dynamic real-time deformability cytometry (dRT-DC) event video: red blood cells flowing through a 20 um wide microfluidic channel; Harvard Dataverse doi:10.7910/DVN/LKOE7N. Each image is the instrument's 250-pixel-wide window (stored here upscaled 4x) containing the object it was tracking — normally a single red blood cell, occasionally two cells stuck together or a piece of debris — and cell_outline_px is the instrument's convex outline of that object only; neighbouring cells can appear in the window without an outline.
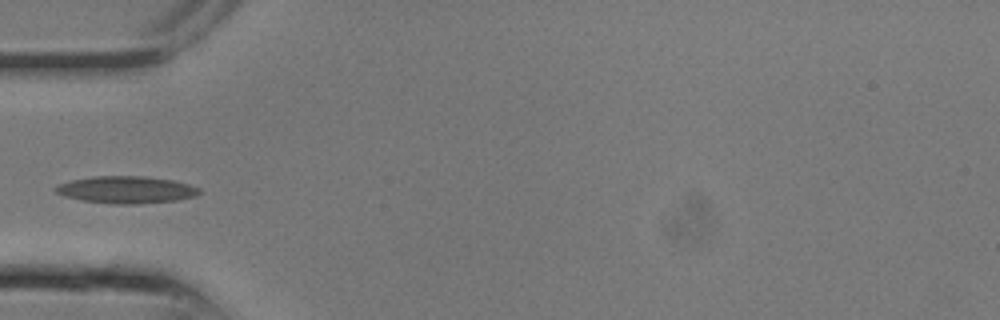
{"species": "common noctule bat (a hibernating species)", "species_latin": "Nyctalus noctula", "temperature_condition": "room temperature", "stored_images_in_passage": 12, "camera_frame_rate_fps": 3000, "um_per_image_px": 0.085, "animal": {"sex": "male", "body_mass_g": 13.3}, "frame": {"image": 1, "passage_image": 7, "time_ms": 2.0, "image_size_px": [1000, 320], "cell_outline_px": [[200, 192], [196, 196], [176, 200], [136, 204], [112, 204], [80, 200], [64, 196], [56, 192], [52, 188], [60, 184], [72, 180], [96, 176], [144, 176], [172, 180], [188, 184], [200, 188]], "centroid_in_image_um": [10.72, 16.13], "position_along_channel_um": 74.3, "area_um2": 22.66}}
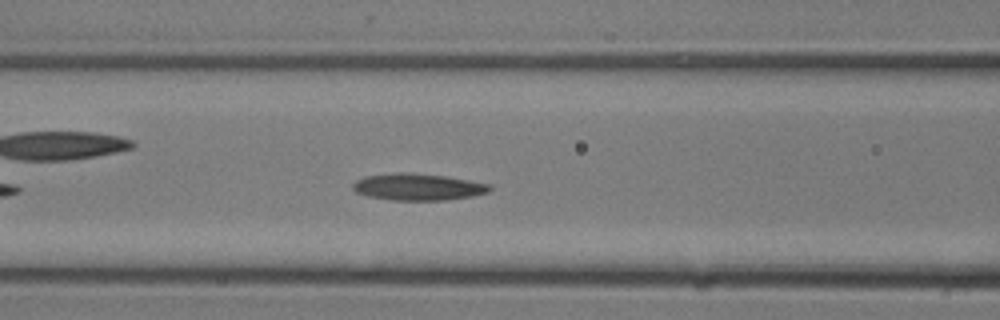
{"frame": {"image": 2, "passage_image": 9, "time_ms": 2.667, "image_size_px": [1000, 320], "cell_outline_px": [[492, 188], [488, 192], [472, 196], [444, 200], [392, 200], [368, 196], [356, 192], [352, 188], [352, 184], [356, 180], [364, 176], [444, 176], [468, 180], [488, 184]], "centroid_in_image_um": [35.56, 15.95], "position_along_channel_um": 131.0, "area_um2": 19.94}}
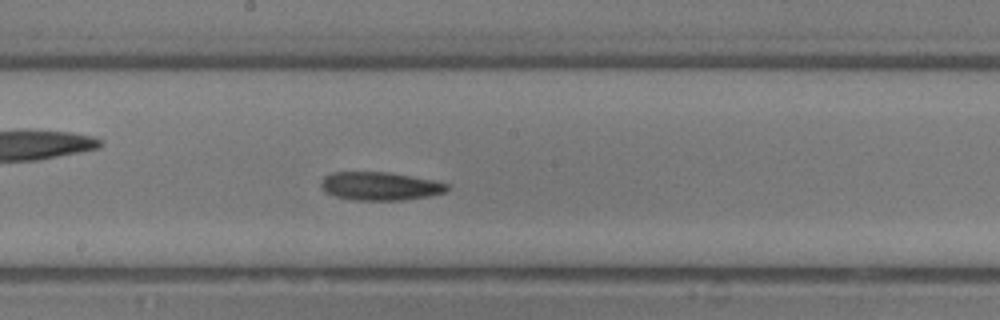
{"frame": {"image": 3, "passage_image": 12, "time_ms": 3.667, "image_size_px": [1000, 320], "cell_outline_px": [[448, 188], [444, 192], [428, 196], [404, 200], [352, 200], [336, 196], [324, 192], [320, 184], [320, 180], [324, 176], [332, 172], [388, 172], [432, 180], [448, 184]], "centroid_in_image_um": [32.24, 15.82], "position_along_channel_um": 216.0, "area_um2": 20.75}}